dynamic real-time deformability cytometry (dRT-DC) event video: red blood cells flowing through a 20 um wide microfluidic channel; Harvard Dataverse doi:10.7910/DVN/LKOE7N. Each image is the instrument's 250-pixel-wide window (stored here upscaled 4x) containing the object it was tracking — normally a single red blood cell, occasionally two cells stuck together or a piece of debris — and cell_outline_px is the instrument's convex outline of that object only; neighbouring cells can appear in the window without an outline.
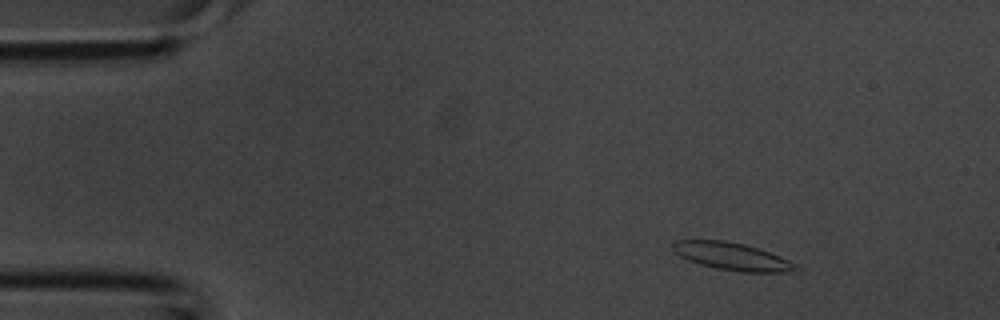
{"species": "common noctule bat (a hibernating species)", "species_latin": "Nyctalus noctula", "temperature_condition": "room temperature", "stored_images_in_passage": 3, "camera_frame_rate_fps": 3000, "um_per_image_px": 0.085, "animal": {"sex": "male", "body_mass_g": 20.1, "forearm_length_mm": 53.5}, "frame": {"image": 1, "passage_image": 1, "time_ms": 0.0, "image_size_px": [1000, 320], "cell_outline_px": [[800, 268], [796, 272], [744, 272], [720, 268], [700, 264], [688, 260], [680, 256], [672, 248], [672, 244], [676, 240], [724, 240], [744, 244], [780, 256], [796, 264]], "centroid_in_image_um": [62.25, 21.79], "position_along_channel_um": 22.7, "area_um2": 19.48}}